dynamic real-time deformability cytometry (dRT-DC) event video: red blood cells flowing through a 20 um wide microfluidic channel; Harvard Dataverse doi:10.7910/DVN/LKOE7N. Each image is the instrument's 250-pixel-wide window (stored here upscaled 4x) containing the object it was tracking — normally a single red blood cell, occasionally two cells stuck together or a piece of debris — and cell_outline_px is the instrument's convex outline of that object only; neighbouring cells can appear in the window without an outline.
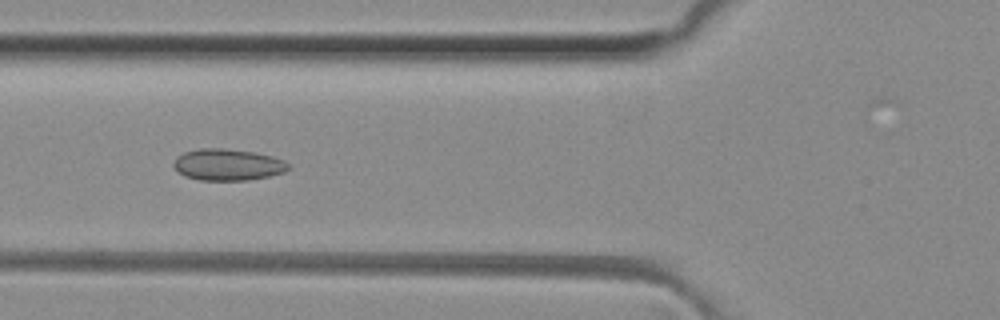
{"species": "common noctule bat (a hibernating species)", "species_latin": "Nyctalus noctula", "temperature_condition": "room temperature", "stored_images_in_passage": 22, "camera_frame_rate_fps": 3000, "um_per_image_px": 0.085, "animal": {"sex": "female", "body_mass_g": 29.2, "forearm_length_mm": 56.3}, "frame": {"image": 1, "passage_image": 14, "time_ms": 4.333, "image_size_px": [1000, 320], "cell_outline_px": [[292, 168], [284, 172], [268, 176], [248, 180], [200, 180], [184, 176], [172, 164], [176, 156], [184, 152], [200, 148], [224, 148], [252, 152], [272, 156], [284, 160]], "centroid_in_image_um": [19.36, 13.99], "position_along_channel_um": 106.4, "area_um2": 21.1}}